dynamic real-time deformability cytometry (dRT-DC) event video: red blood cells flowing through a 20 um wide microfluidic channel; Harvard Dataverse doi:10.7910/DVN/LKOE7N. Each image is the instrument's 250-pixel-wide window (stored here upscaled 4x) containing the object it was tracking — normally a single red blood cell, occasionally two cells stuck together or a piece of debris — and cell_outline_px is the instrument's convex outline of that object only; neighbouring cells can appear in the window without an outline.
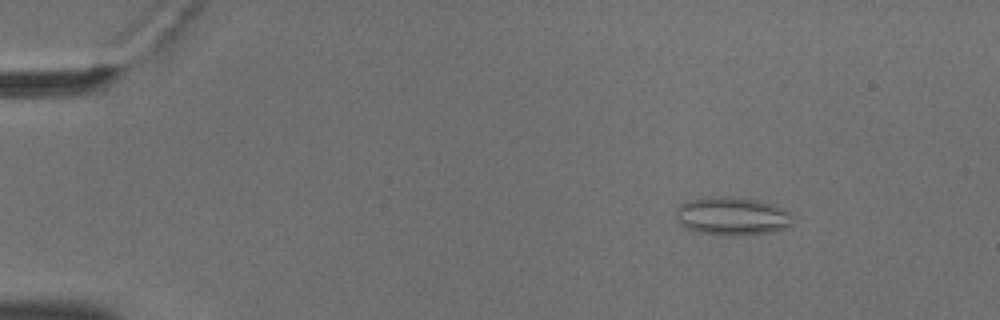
{"species": "common noctule bat (a hibernating species)", "species_latin": "Nyctalus noctula", "temperature_condition": "cold", "stored_images_in_passage": 56, "camera_frame_rate_fps": 3000, "um_per_image_px": 0.085, "animal": {"sex": "male", "body_mass_g": 18.8}, "frame": {"image": 1, "passage_image": 8, "time_ms": 2.333, "image_size_px": [1000, 320], "cell_outline_px": [[792, 224], [784, 228], [772, 232], [744, 236], [736, 236], [700, 232], [684, 228], [676, 220], [676, 208], [680, 204], [692, 200], [712, 196], [724, 196], [760, 200], [772, 204], [792, 212]], "centroid_in_image_um": [62.24, 18.38], "position_along_channel_um": 22.8, "area_um2": 26.24}}
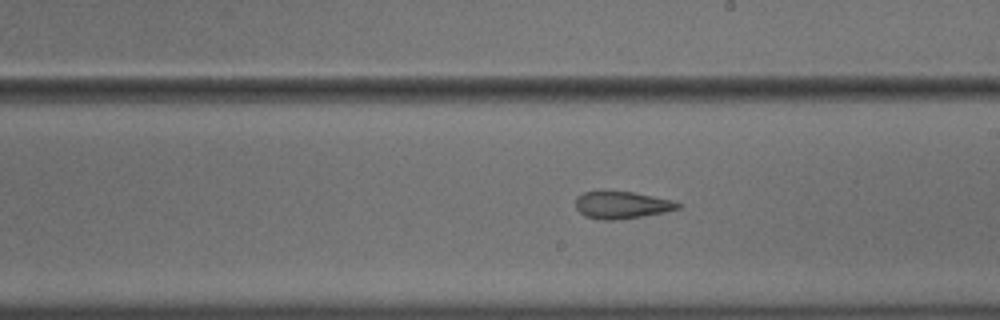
{"frame": {"image": 2, "passage_image": 33, "time_ms": 10.667, "image_size_px": [1000, 320], "cell_outline_px": [[684, 204], [680, 208], [664, 212], [620, 220], [604, 220], [584, 216], [576, 208], [576, 196], [584, 192], [600, 188], [604, 188], [632, 192], [672, 200]], "centroid_in_image_um": [52.81, 17.38], "position_along_channel_um": 236.2, "area_um2": 16.88}}
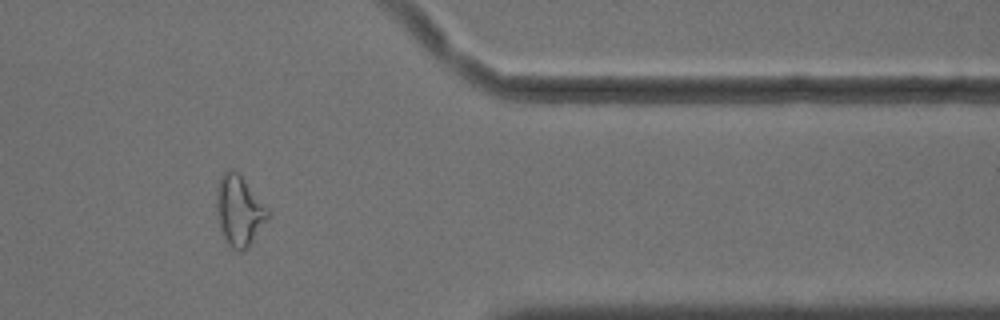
{"frame": {"image": 3, "passage_image": 47, "time_ms": 15.333, "image_size_px": [1000, 320], "cell_outline_px": [[268, 216], [248, 248], [244, 252], [236, 252], [228, 248], [220, 228], [216, 212], [216, 192], [220, 176], [228, 168], [232, 168], [240, 176], [268, 212]], "centroid_in_image_um": [20.25, 17.98], "position_along_channel_um": 391.2, "area_um2": 20.58}, "authors_computed_cell_mechanics": {"area_um2": 20.2011, "velocity_mm_per_s": 3.6392, "shape_relaxation_time_tau1_ms": null, "shape_relaxation_time_tau2_ms": 2.5432, "deformation_change_tau1": null, "deformation_change_tau2": 0.1145}}